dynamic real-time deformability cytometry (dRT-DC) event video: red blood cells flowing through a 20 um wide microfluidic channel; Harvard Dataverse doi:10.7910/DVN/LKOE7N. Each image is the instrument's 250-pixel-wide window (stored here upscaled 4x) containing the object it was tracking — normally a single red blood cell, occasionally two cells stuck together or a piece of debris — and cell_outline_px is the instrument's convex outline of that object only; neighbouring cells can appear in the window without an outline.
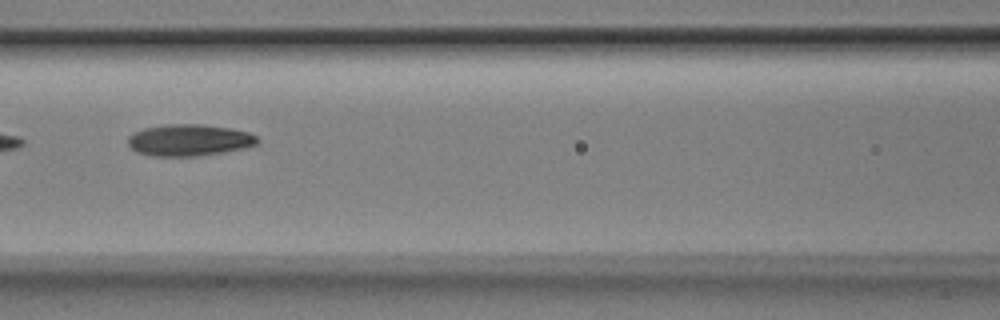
{"species": "Egyptian fruit bat (a non-hibernating species)", "species_latin": "Rousettus aegyptiacus", "temperature_condition": "room temperature", "stored_images_in_passage": 4, "camera_frame_rate_fps": 3000, "um_per_image_px": 0.085, "animal": {"sex": "male"}, "frame": {"image": 1, "passage_image": 3, "time_ms": 0.667, "image_size_px": [1000, 320], "cell_outline_px": [[260, 140], [256, 144], [244, 148], [224, 152], [200, 156], [152, 156], [136, 152], [128, 144], [128, 136], [132, 132], [144, 128], [164, 124], [200, 124], [228, 128], [248, 132], [256, 136]], "centroid_in_image_um": [16.05, 11.91], "position_along_channel_um": 150.6, "area_um2": 23.99}}
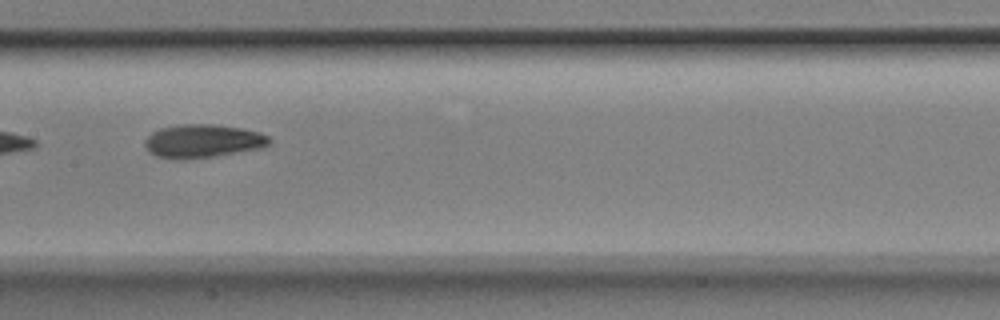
{"frame": {"image": 2, "passage_image": 4, "time_ms": 1.0, "image_size_px": [1000, 320], "cell_outline_px": [[272, 140], [268, 144], [260, 148], [212, 156], [176, 160], [156, 156], [148, 152], [144, 148], [144, 140], [152, 132], [160, 128], [184, 124], [216, 124], [244, 128], [260, 132], [268, 136]], "centroid_in_image_um": [17.2, 11.98], "position_along_channel_um": 190.2, "area_um2": 24.28}}